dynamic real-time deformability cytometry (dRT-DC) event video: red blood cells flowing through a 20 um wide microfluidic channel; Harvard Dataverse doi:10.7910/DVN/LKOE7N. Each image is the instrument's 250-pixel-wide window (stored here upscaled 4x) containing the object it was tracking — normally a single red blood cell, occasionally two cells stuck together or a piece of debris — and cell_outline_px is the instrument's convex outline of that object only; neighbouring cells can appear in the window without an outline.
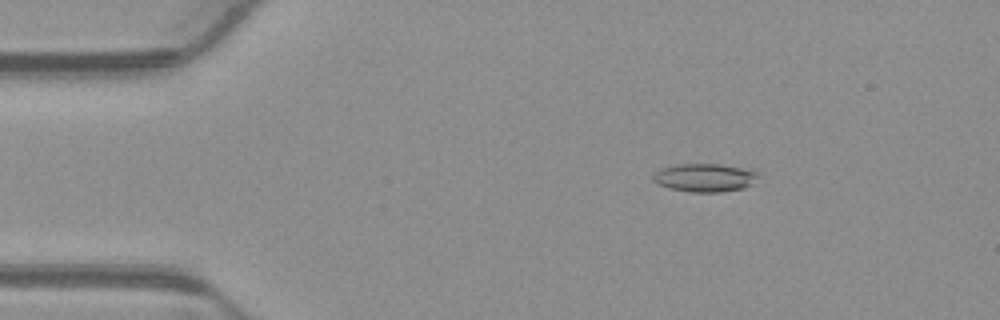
{"species": "common noctule bat (a hibernating species)", "species_latin": "Nyctalus noctula", "temperature_condition": "warm", "stored_images_in_passage": 46, "camera_frame_rate_fps": 3000, "um_per_image_px": 0.085, "animal": {"sex": "male", "body_mass_g": 23.1, "forearm_length_mm": 52.7}, "frame": {"image": 1, "passage_image": 2, "time_ms": 0.333, "image_size_px": [1000, 320], "cell_outline_px": [[760, 172], [744, 188], [720, 192], [692, 192], [668, 188], [652, 180], [652, 176], [660, 168], [676, 164], [720, 164], [748, 168]], "centroid_in_image_um": [59.87, 15.08], "position_along_channel_um": 25.1, "area_um2": 17.22}}
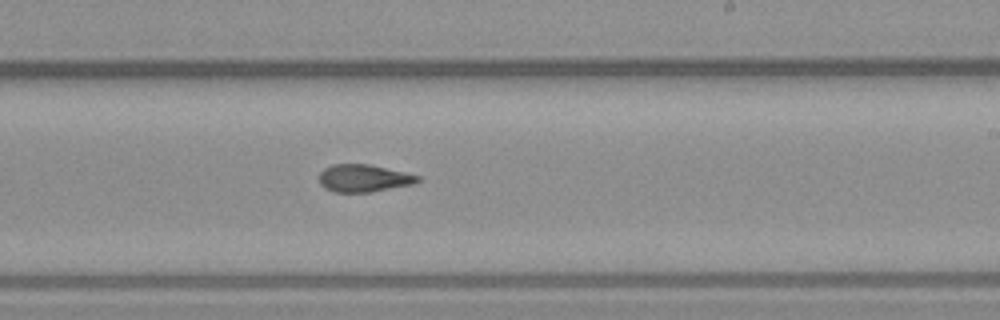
{"frame": {"image": 2, "passage_image": 25, "time_ms": 8.0, "image_size_px": [1000, 320], "cell_outline_px": [[420, 180], [412, 184], [372, 192], [336, 192], [324, 188], [320, 184], [320, 172], [324, 168], [332, 164], [368, 164], [404, 172], [420, 176]], "centroid_in_image_um": [30.89, 15.15], "position_along_channel_um": 258.1, "area_um2": 15.66}}
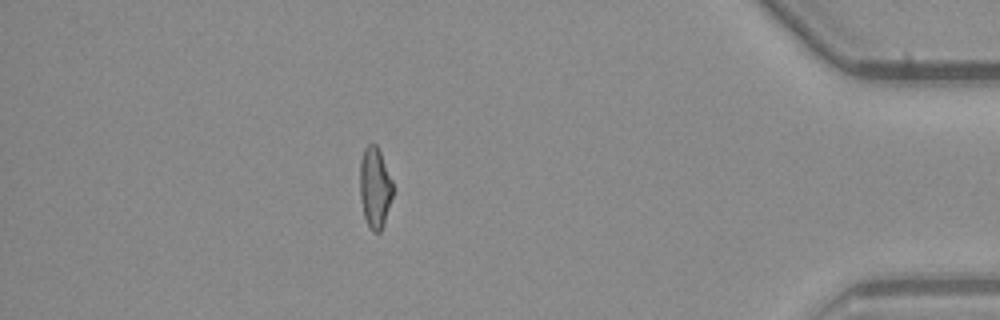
{"frame": {"image": 3, "passage_image": 40, "time_ms": 13.0, "image_size_px": [1000, 320], "cell_outline_px": [[392, 196], [384, 224], [380, 232], [372, 232], [368, 228], [364, 216], [360, 196], [360, 160], [364, 148], [368, 144], [376, 144], [380, 152], [392, 180]], "centroid_in_image_um": [31.85, 15.96], "position_along_channel_um": 403.3, "area_um2": 15.49}, "authors_computed_cell_mechanics": {"area_um2": 16.2996, "velocity_mm_per_s": 3.8978, "shape_relaxation_time_tau1_ms": null, "shape_relaxation_time_tau2_ms": 1.6599, "deformation_change_tau1": null, "deformation_change_tau2": 0.0773}}